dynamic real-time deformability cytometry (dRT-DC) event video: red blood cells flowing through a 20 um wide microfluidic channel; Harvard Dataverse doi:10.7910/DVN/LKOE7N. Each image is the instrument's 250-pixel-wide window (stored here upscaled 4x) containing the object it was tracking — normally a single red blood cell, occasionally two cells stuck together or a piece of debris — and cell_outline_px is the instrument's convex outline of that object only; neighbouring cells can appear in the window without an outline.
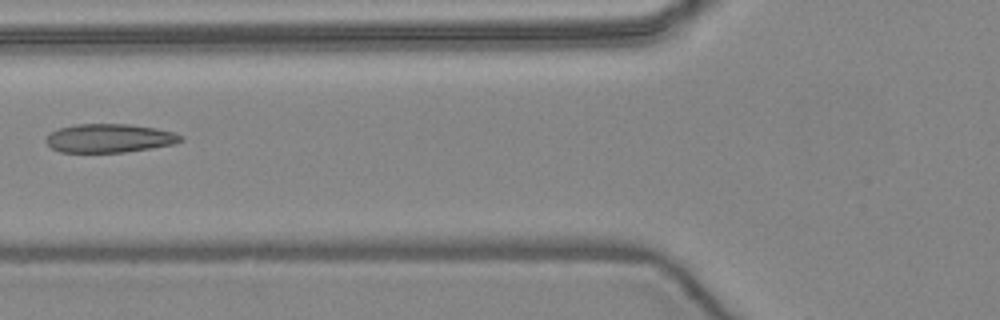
{"species": "common noctule bat (a hibernating species)", "species_latin": "Nyctalus noctula", "temperature_condition": "warm", "stored_images_in_passage": 5, "camera_frame_rate_fps": 3000, "um_per_image_px": 0.085, "animal": {"sex": "female", "body_mass_g": 24.6, "forearm_length_mm": 56.2}, "frame": {"image": 1, "passage_image": 5, "time_ms": 5.333, "image_size_px": [1000, 320], "cell_outline_px": [[184, 140], [172, 144], [152, 148], [124, 152], [60, 152], [52, 148], [44, 140], [52, 132], [60, 128], [76, 124], [128, 124], [156, 128], [172, 132], [184, 136]], "centroid_in_image_um": [9.31, 11.75], "position_along_channel_um": 116.5, "area_um2": 22.37}}